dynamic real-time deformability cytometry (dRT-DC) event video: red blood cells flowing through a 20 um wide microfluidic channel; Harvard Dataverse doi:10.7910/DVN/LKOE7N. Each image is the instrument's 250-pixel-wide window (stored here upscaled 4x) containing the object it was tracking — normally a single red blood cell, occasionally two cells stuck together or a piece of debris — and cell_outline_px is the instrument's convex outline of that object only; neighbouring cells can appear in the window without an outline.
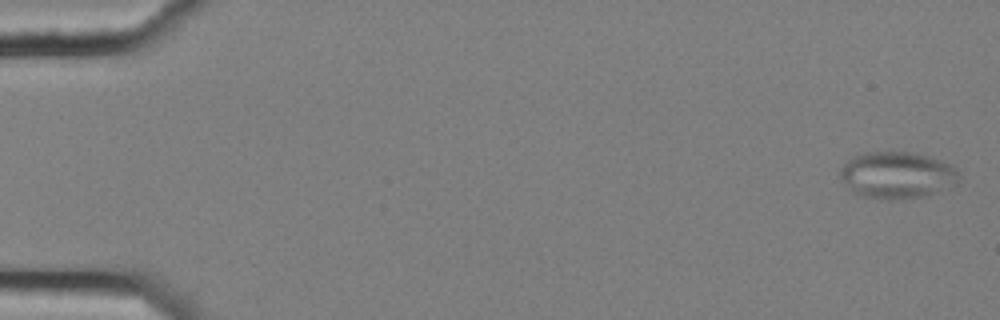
{"species": "common noctule bat (a hibernating species)", "species_latin": "Nyctalus noctula", "temperature_condition": "cold", "stored_images_in_passage": 2, "camera_frame_rate_fps": 3000, "um_per_image_px": 0.085, "animal": {"sex": "female", "body_mass_g": 25.1}, "frame": {"image": 1, "passage_image": 1, "time_ms": 0.0, "image_size_px": [1000, 320], "cell_outline_px": [[960, 176], [956, 184], [928, 196], [892, 200], [888, 200], [864, 196], [852, 192], [840, 180], [840, 168], [852, 156], [864, 152], [908, 152], [928, 156], [952, 164], [960, 172]], "centroid_in_image_um": [76.25, 14.89], "position_along_channel_um": 8.7, "area_um2": 32.77}}